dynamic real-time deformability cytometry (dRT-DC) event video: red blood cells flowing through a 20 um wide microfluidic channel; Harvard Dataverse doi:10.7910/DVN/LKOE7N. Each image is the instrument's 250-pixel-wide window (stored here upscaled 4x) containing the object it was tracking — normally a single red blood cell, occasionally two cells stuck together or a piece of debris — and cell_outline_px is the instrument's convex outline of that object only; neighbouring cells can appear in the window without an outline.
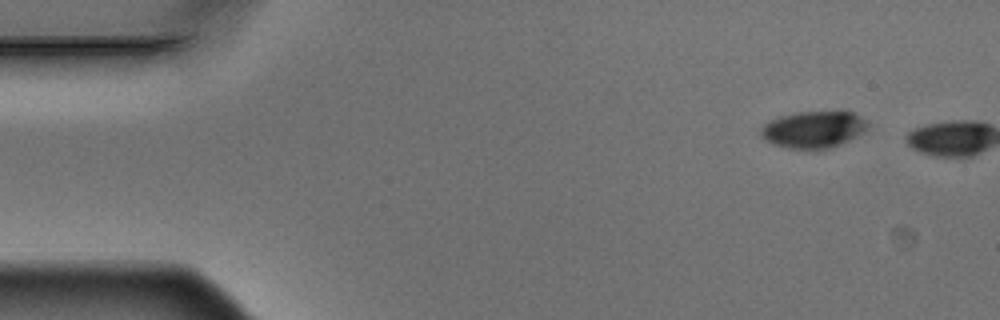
{"species": "Egyptian fruit bat (a non-hibernating species)", "species_latin": "Rousettus aegyptiacus", "temperature_condition": "warm", "stored_images_in_passage": 2, "camera_frame_rate_fps": 3000, "um_per_image_px": 0.085, "animal": {"sex": "male"}, "frame": {"image": 1, "passage_image": 1, "time_ms": 0.0, "image_size_px": [1000, 320], "cell_outline_px": [[868, 124], [864, 132], [848, 140], [828, 148], [792, 148], [772, 144], [764, 140], [760, 136], [760, 128], [768, 120], [780, 116], [800, 112], [852, 112], [860, 116]], "centroid_in_image_um": [69.08, 11.0], "position_along_channel_um": 15.9, "area_um2": 22.54}}